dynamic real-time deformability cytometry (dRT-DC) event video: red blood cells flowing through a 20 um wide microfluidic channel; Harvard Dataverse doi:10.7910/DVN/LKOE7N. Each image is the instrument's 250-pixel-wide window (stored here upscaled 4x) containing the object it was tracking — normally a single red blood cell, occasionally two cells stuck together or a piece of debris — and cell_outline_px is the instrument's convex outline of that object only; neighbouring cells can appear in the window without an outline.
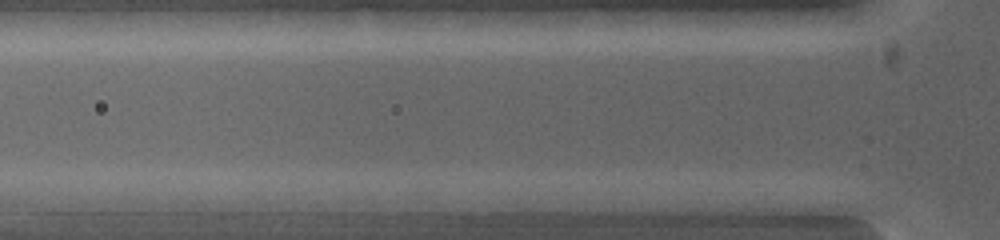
{"species": "common noctule bat (a hibernating species)", "species_latin": "Nyctalus noctula", "temperature_condition": "warm", "stored_images_in_passage": 2, "camera_frame_rate_fps": 5000, "um_per_image_px": 0.085, "animal": {"sex": "female", "body_mass_g": 19.0, "forearm_length_mm": 53.3}, "frame": {"image": 1, "passage_image": 2, "time_ms": 0.8, "image_size_px": [1000, 240], "cell_outline_px": [[788, 200], [784, 216], [772, 216], [696, 208], [676, 200], [720, 192], [764, 192]], "centroid_in_image_um": [62.93, 17.25], "position_along_channel_um": 62.9, "area_um2": 13.29}}